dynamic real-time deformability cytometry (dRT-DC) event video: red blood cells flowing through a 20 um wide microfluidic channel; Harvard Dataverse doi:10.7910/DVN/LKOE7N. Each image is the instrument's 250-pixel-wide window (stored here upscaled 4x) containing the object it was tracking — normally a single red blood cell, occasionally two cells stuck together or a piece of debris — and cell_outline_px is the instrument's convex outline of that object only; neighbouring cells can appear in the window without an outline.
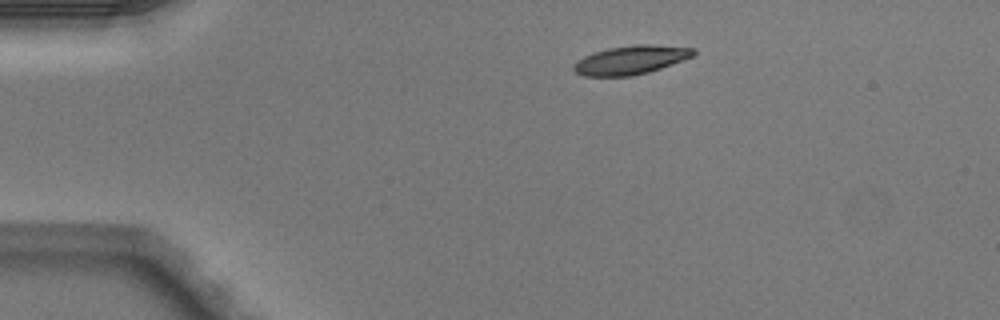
{"species": "Egyptian fruit bat (a non-hibernating species)", "species_latin": "Rousettus aegyptiacus", "temperature_condition": "warm", "stored_images_in_passage": 3, "camera_frame_rate_fps": 3000, "um_per_image_px": 0.085, "animal": {"sex": "male"}, "frame": {"image": 1, "passage_image": 3, "time_ms": 0.667, "image_size_px": [1000, 320], "cell_outline_px": [[696, 52], [692, 56], [660, 68], [648, 72], [628, 76], [584, 76], [576, 72], [572, 68], [572, 64], [584, 56], [608, 48], [636, 44], [652, 44], [696, 48]], "centroid_in_image_um": [53.6, 5.09], "position_along_channel_um": 31.4, "area_um2": 19.88}}